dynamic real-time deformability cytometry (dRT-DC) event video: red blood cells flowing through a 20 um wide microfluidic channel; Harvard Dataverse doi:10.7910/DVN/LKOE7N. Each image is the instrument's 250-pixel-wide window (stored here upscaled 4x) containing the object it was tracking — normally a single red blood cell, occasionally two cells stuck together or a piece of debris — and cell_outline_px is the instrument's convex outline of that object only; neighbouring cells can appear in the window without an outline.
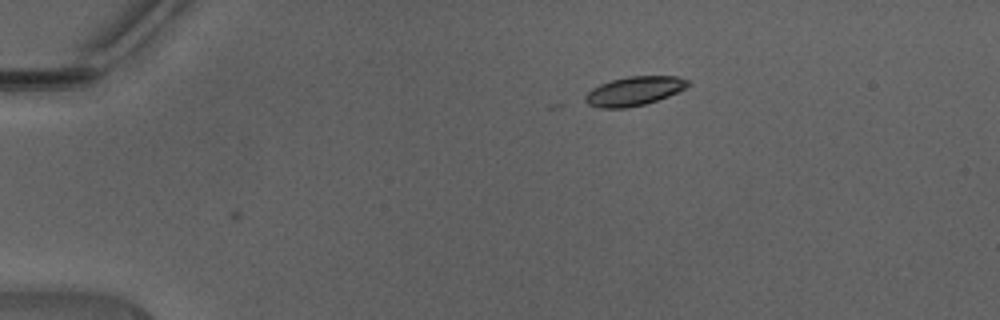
{"species": "Egyptian fruit bat (a non-hibernating species)", "species_latin": "Rousettus aegyptiacus", "temperature_condition": "warm", "stored_images_in_passage": 10, "camera_frame_rate_fps": 3000, "um_per_image_px": 0.085, "animal": {"sex": "male"}, "frame": {"image": 1, "passage_image": 10, "time_ms": 3.0, "image_size_px": [1000, 320], "cell_outline_px": [[688, 84], [684, 88], [668, 96], [644, 104], [624, 108], [596, 108], [588, 104], [584, 100], [588, 92], [592, 88], [600, 84], [612, 80], [628, 76], [676, 76], [688, 80]], "centroid_in_image_um": [53.86, 7.74], "position_along_channel_um": 31.1, "area_um2": 17.11}}